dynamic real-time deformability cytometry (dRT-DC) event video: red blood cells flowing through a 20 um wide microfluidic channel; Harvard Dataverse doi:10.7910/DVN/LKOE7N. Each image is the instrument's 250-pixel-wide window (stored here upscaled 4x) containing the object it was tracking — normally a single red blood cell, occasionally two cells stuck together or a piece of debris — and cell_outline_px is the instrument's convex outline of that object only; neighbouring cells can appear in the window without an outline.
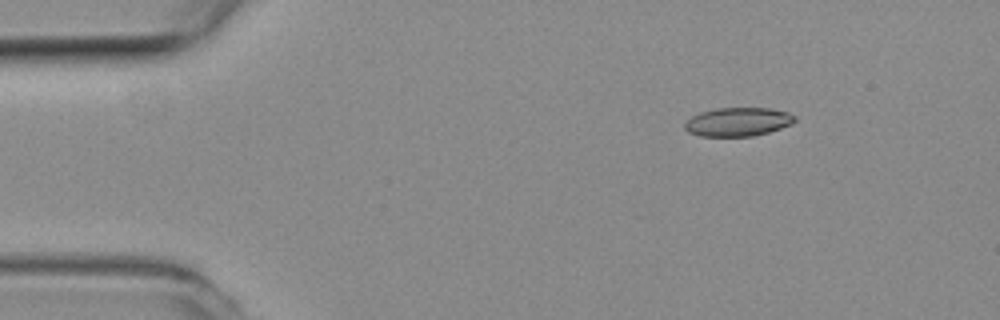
{"species": "common noctule bat (a hibernating species)", "species_latin": "Nyctalus noctula", "temperature_condition": "room temperature", "stored_images_in_passage": 22, "camera_frame_rate_fps": 3000, "um_per_image_px": 0.085, "animal": {"sex": "female", "body_mass_g": 19.3, "forearm_length_mm": 54.1}, "frame": {"image": 1, "passage_image": 1, "time_ms": 0.0, "image_size_px": [1000, 320], "cell_outline_px": [[796, 120], [792, 124], [768, 132], [752, 136], [700, 136], [688, 132], [684, 128], [684, 124], [692, 116], [700, 112], [716, 108], [772, 108], [788, 112], [796, 116]], "centroid_in_image_um": [62.73, 10.35], "position_along_channel_um": 22.3, "area_um2": 18.44}}
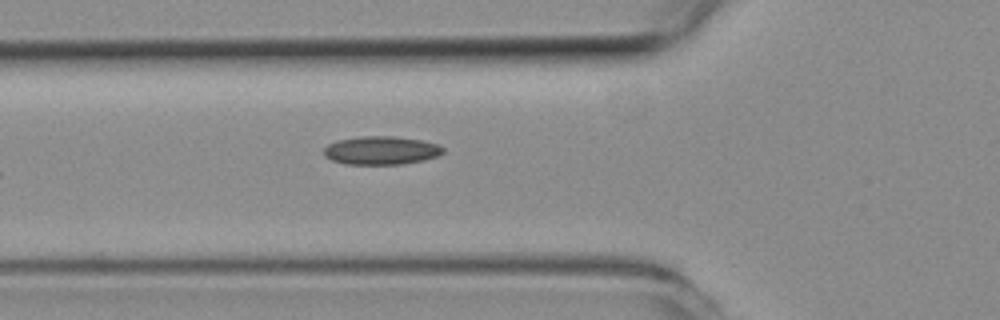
{"frame": {"image": 2, "passage_image": 12, "time_ms": 3.667, "image_size_px": [1000, 320], "cell_outline_px": [[444, 152], [436, 156], [424, 160], [404, 164], [344, 164], [332, 160], [324, 156], [324, 148], [328, 144], [336, 140], [360, 136], [396, 136], [420, 140], [440, 144], [444, 148]], "centroid_in_image_um": [32.4, 12.78], "position_along_channel_um": 93.4, "area_um2": 19.88}}
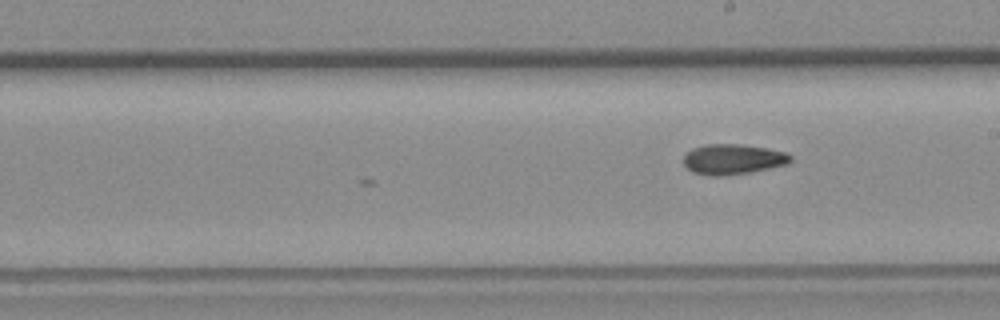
{"frame": {"image": 3, "passage_image": 22, "time_ms": 7.0, "image_size_px": [1000, 320], "cell_outline_px": [[792, 160], [788, 164], [752, 172], [720, 176], [712, 176], [692, 172], [684, 164], [684, 156], [692, 148], [704, 144], [744, 144], [768, 148], [788, 152], [792, 156]], "centroid_in_image_um": [62.34, 13.52], "position_along_channel_um": 226.7, "area_um2": 19.13}}